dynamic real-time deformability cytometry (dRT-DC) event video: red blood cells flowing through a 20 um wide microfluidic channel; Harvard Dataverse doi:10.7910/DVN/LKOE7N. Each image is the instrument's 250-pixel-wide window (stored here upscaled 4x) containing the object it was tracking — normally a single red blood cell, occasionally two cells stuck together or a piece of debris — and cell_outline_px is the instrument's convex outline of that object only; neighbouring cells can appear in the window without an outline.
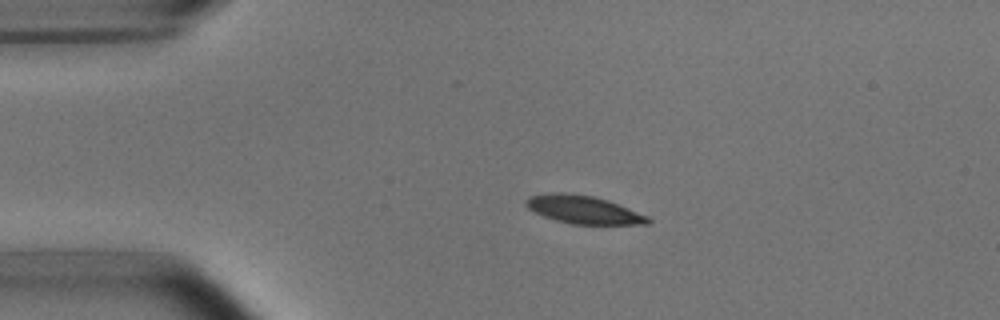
{"species": "common noctule bat (a hibernating species)", "species_latin": "Nyctalus noctula", "temperature_condition": "room temperature", "stored_images_in_passage": 3, "camera_frame_rate_fps": 3000, "um_per_image_px": 0.085, "animal": {"sex": "male", "body_mass_g": 15.6}, "frame": {"image": 1, "passage_image": 2, "time_ms": 0.333, "image_size_px": [1000, 320], "cell_outline_px": [[652, 220], [648, 224], [572, 224], [556, 220], [544, 216], [528, 208], [524, 204], [524, 200], [528, 196], [552, 192], [564, 192], [592, 196], [608, 200], [648, 216]], "centroid_in_image_um": [49.57, 17.81], "position_along_channel_um": 35.4, "area_um2": 19.88}}